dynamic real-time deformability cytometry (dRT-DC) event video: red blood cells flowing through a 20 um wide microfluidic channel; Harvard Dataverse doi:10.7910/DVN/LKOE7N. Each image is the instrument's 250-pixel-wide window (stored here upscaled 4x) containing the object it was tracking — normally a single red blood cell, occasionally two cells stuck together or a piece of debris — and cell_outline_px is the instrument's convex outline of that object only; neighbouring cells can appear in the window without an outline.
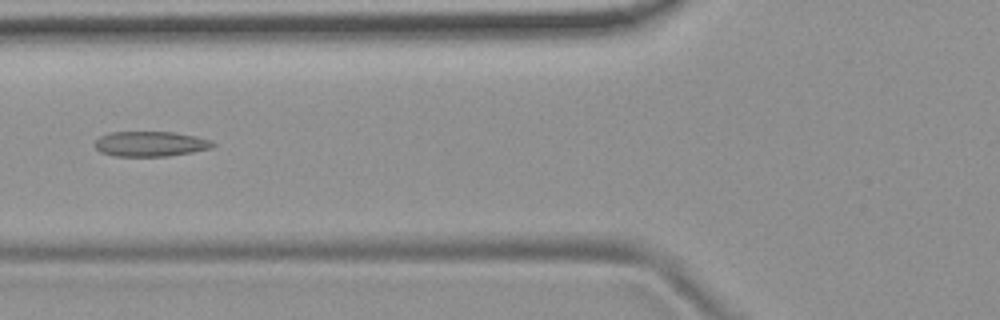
{"species": "common noctule bat (a hibernating species)", "species_latin": "Nyctalus noctula", "temperature_condition": "room temperature", "stored_images_in_passage": 6, "camera_frame_rate_fps": 3000, "um_per_image_px": 0.085, "animal": {"sex": "female", "body_mass_g": 19.9}, "frame": {"image": 1, "passage_image": 5, "time_ms": 4.667, "image_size_px": [1000, 320], "cell_outline_px": [[216, 144], [212, 148], [192, 152], [168, 156], [116, 156], [100, 152], [96, 148], [96, 140], [100, 136], [112, 132], [172, 132], [196, 136], [212, 140]], "centroid_in_image_um": [12.82, 12.23], "position_along_channel_um": 113.0, "area_um2": 17.22}}
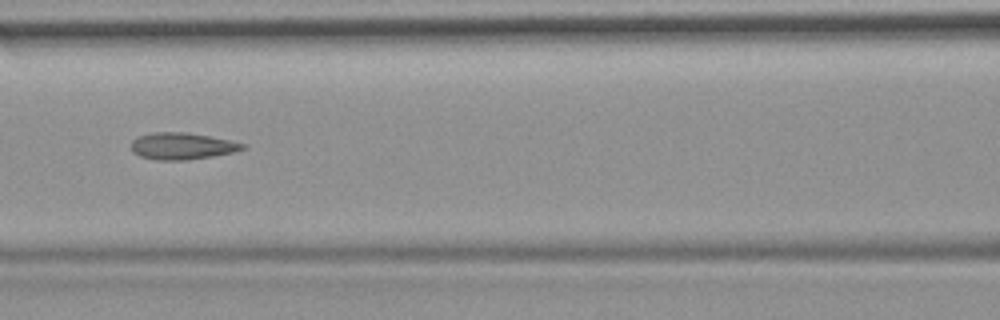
{"frame": {"image": 2, "passage_image": 6, "time_ms": 5.667, "image_size_px": [1000, 320], "cell_outline_px": [[248, 148], [232, 152], [212, 156], [188, 160], [156, 160], [140, 156], [132, 152], [132, 140], [140, 136], [152, 132], [184, 132], [208, 136], [228, 140], [244, 144]], "centroid_in_image_um": [15.45, 12.42], "position_along_channel_um": 151.1, "area_um2": 17.22}}